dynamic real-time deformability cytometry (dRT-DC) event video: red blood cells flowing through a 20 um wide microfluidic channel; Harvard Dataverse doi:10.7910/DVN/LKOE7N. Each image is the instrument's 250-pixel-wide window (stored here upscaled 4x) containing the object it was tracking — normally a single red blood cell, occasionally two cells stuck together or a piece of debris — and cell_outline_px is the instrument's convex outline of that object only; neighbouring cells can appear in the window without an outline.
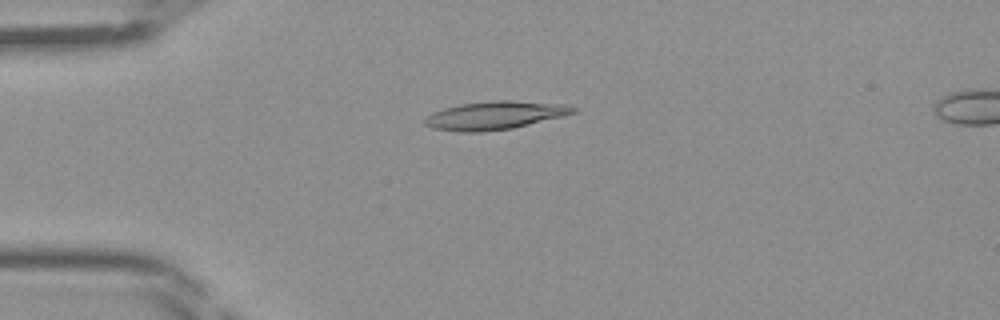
{"species": "Egyptian fruit bat (a non-hibernating species)", "species_latin": "Rousettus aegyptiacus", "temperature_condition": "room temperature", "stored_images_in_passage": 45, "camera_frame_rate_fps": 3000, "um_per_image_px": 0.085, "frame": {"image": 1, "passage_image": 11, "time_ms": 3.333, "image_size_px": [1000, 320], "cell_outline_px": [[576, 112], [512, 128], [480, 132], [460, 132], [432, 128], [424, 124], [424, 120], [432, 112], [444, 108], [460, 104], [492, 100], [512, 100], [568, 104], [576, 108]], "centroid_in_image_um": [42.04, 9.79], "position_along_channel_um": 43.0, "area_um2": 24.28}}
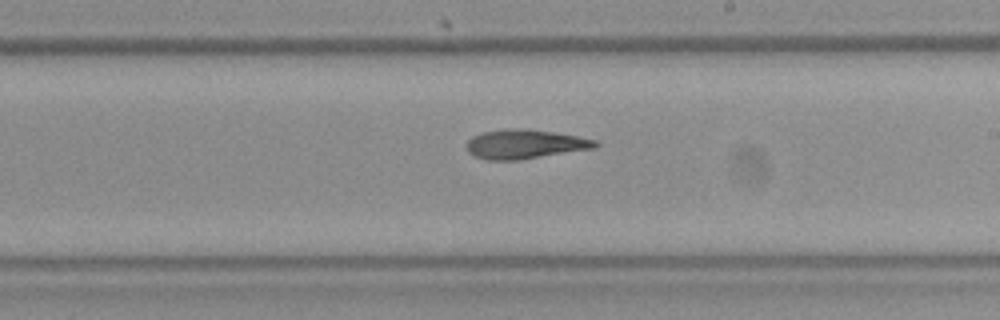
{"frame": {"image": 2, "passage_image": 26, "time_ms": 8.333, "image_size_px": [1000, 320], "cell_outline_px": [[600, 144], [596, 148], [520, 160], [484, 160], [468, 152], [464, 144], [472, 136], [484, 132], [504, 128], [524, 128], [552, 132], [576, 136], [596, 140]], "centroid_in_image_um": [44.59, 12.25], "position_along_channel_um": 244.4, "area_um2": 22.14}}
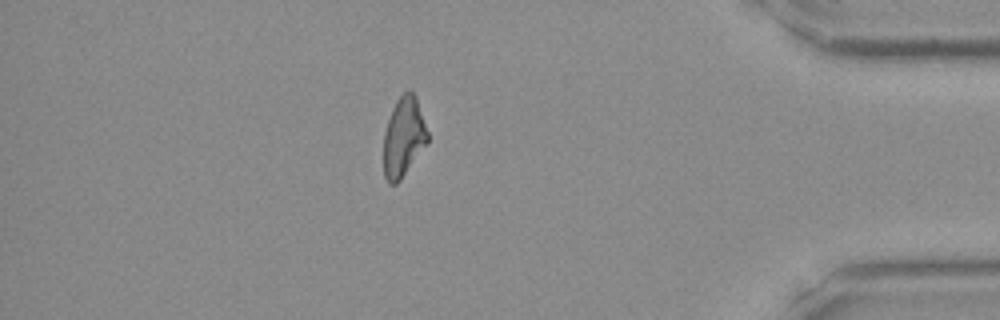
{"frame": {"image": 3, "passage_image": 39, "time_ms": 12.667, "image_size_px": [1000, 320], "cell_outline_px": [[428, 144], [400, 180], [396, 184], [388, 184], [384, 176], [384, 132], [392, 108], [396, 100], [408, 88], [416, 96], [428, 132]], "centroid_in_image_um": [34.31, 11.65], "position_along_channel_um": 400.9, "area_um2": 20.58}}